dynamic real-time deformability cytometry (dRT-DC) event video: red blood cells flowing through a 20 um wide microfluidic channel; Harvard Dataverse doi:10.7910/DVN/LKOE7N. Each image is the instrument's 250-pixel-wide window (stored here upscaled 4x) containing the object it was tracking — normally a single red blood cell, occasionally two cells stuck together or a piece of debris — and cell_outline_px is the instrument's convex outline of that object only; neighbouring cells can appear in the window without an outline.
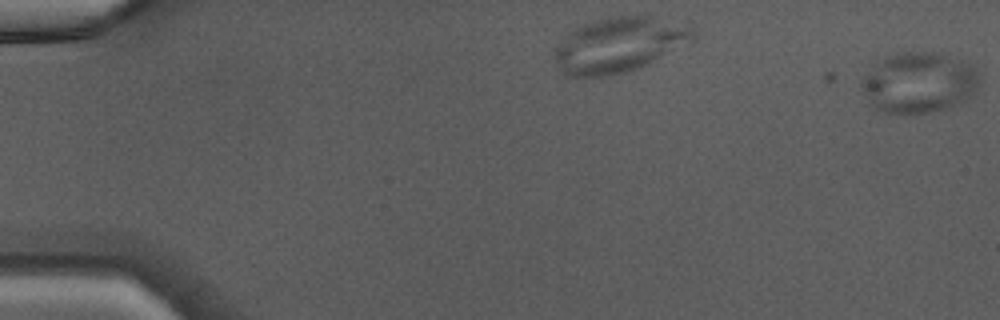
{"species": "Egyptian fruit bat (a non-hibernating species)", "species_latin": "Rousettus aegyptiacus", "temperature_condition": "warm", "stored_images_in_passage": 33, "camera_frame_rate_fps": 3000, "um_per_image_px": 0.085, "animal": {"sex": "male"}, "frame": {"image": 1, "passage_image": 1, "time_ms": 0.0, "image_size_px": [1000, 320], "cell_outline_px": [[980, 80], [972, 92], [960, 104], [928, 112], [888, 112], [876, 108], [868, 104], [860, 84], [860, 80], [884, 56], [896, 52], [932, 52], [964, 60], [972, 64], [980, 76]], "centroid_in_image_um": [78.08, 6.99], "position_along_channel_um": 6.9, "area_um2": 41.33}}
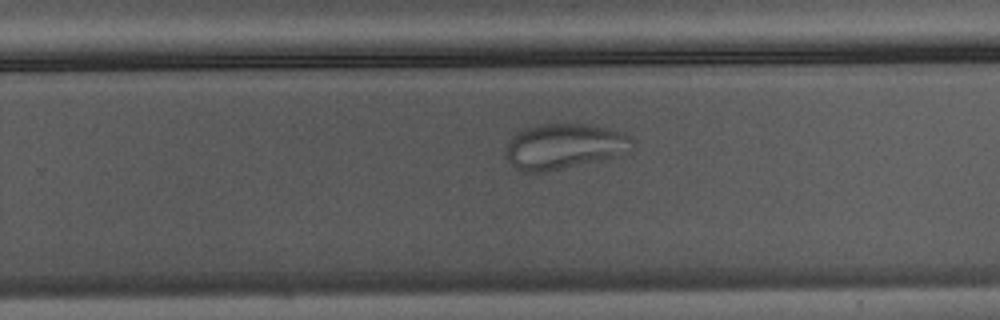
{"frame": {"image": 2, "passage_image": 22, "time_ms": 7.0, "image_size_px": [1000, 320], "cell_outline_px": [[632, 148], [612, 156], [544, 172], [524, 172], [516, 168], [504, 156], [504, 148], [512, 136], [524, 128], [536, 124], [596, 124], [624, 132], [632, 140]], "centroid_in_image_um": [47.87, 12.4], "position_along_channel_um": 281.9, "area_um2": 33.18}}
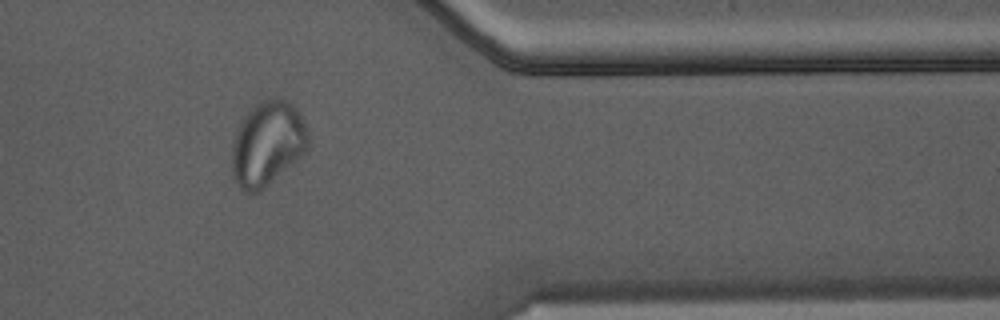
{"frame": {"image": 3, "passage_image": 30, "time_ms": 9.667, "image_size_px": [1000, 320], "cell_outline_px": [[308, 144], [304, 152], [300, 156], [264, 188], [256, 192], [244, 192], [240, 188], [232, 172], [232, 140], [240, 120], [256, 104], [264, 100], [276, 96], [288, 100], [296, 108], [304, 124], [308, 136]], "centroid_in_image_um": [22.7, 12.17], "position_along_channel_um": 388.7, "area_um2": 37.17}}